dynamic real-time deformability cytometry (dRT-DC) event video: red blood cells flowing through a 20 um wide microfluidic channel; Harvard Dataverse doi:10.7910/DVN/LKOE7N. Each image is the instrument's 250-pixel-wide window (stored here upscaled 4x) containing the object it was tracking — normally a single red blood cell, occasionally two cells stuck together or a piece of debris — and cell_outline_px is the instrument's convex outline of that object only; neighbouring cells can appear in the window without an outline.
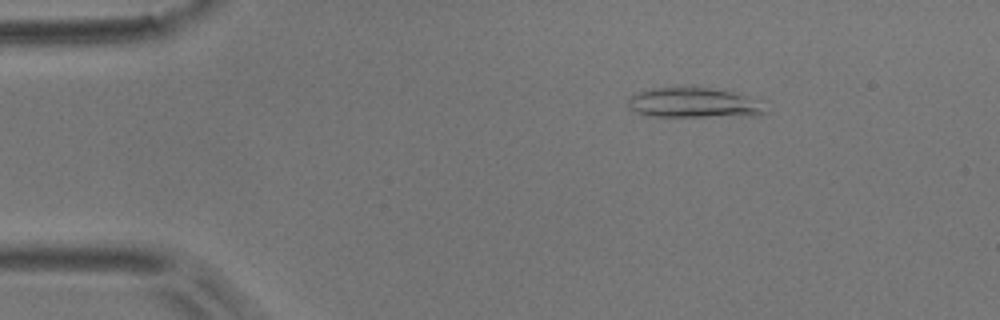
{"species": "common noctule bat (a hibernating species)", "species_latin": "Nyctalus noctula", "temperature_condition": "room temperature", "stored_images_in_passage": 53, "camera_frame_rate_fps": 3000, "um_per_image_px": 0.085, "animal": {"sex": "male", "body_mass_g": 17.9}, "frame": {"image": 1, "passage_image": 8, "time_ms": 2.333, "image_size_px": [1000, 320], "cell_outline_px": [[764, 112], [760, 116], [648, 116], [636, 112], [628, 108], [628, 96], [652, 88], [708, 88], [732, 92], [744, 96]], "centroid_in_image_um": [58.79, 8.76], "position_along_channel_um": 26.2, "area_um2": 23.06}}
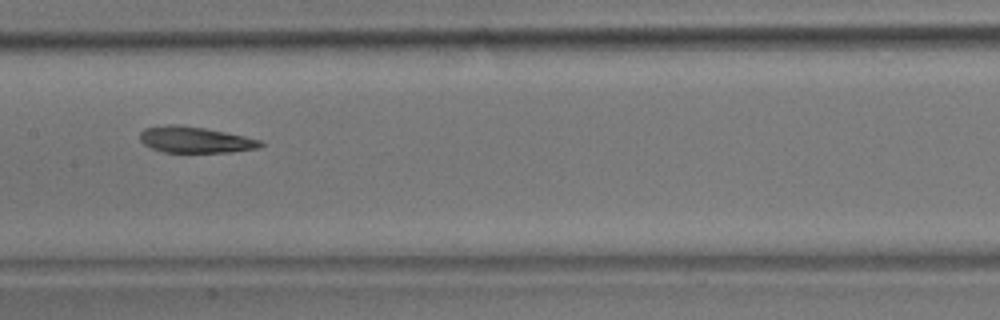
{"frame": {"image": 2, "passage_image": 26, "time_ms": 8.333, "image_size_px": [1000, 320], "cell_outline_px": [[264, 144], [260, 148], [232, 152], [164, 152], [152, 148], [144, 144], [140, 140], [140, 132], [144, 128], [168, 124], [172, 124], [204, 128], [244, 136], [260, 140]], "centroid_in_image_um": [16.59, 11.88], "position_along_channel_um": 190.8, "area_um2": 18.26}}
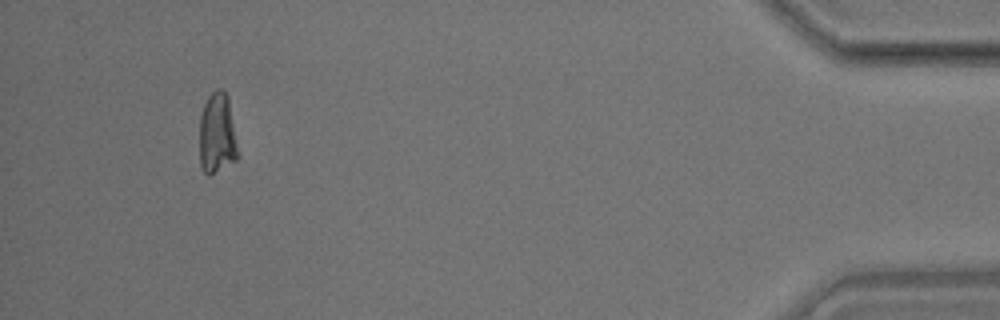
{"frame": {"image": 3, "passage_image": 50, "time_ms": 16.333, "image_size_px": [1000, 320], "cell_outline_px": [[236, 160], [208, 176], [200, 168], [200, 116], [204, 104], [208, 96], [216, 88], [224, 88], [228, 96], [236, 148]], "centroid_in_image_um": [18.41, 11.33], "position_along_channel_um": 416.8, "area_um2": 17.74}, "authors_computed_cell_mechanics": {"area_um2": 18.6694, "velocity_mm_per_s": 3.7033, "shape_relaxation_time_tau1_ms": null, "shape_relaxation_time_tau2_ms": 4.0965, "deformation_change_tau1": null, "deformation_change_tau2": 0.1301}}